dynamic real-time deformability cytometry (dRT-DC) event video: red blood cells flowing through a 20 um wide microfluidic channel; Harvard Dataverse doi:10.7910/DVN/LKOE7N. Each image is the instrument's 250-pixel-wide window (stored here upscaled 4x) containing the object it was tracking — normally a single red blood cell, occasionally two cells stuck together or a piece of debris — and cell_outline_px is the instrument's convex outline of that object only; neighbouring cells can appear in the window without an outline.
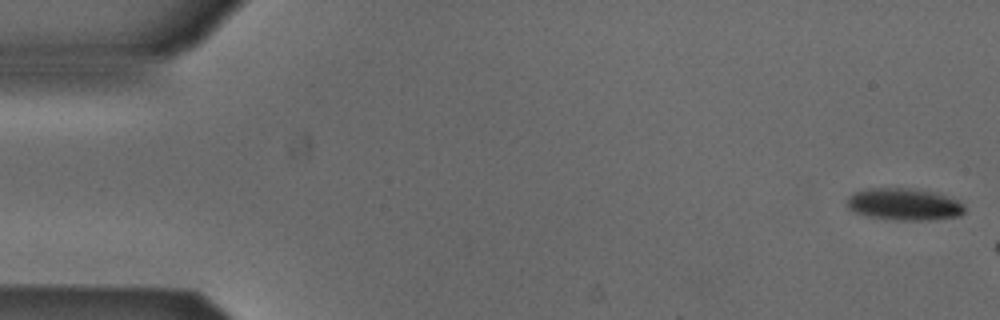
{"species": "Egyptian fruit bat (a non-hibernating species)", "species_latin": "Rousettus aegyptiacus", "temperature_condition": "cold", "stored_images_in_passage": 46, "camera_frame_rate_fps": 3000, "um_per_image_px": 0.085, "animal": {"sex": "male"}, "frame": {"image": 1, "passage_image": 1, "time_ms": 0.0, "image_size_px": [1000, 320], "cell_outline_px": [[964, 212], [960, 216], [936, 220], [896, 220], [868, 216], [856, 212], [848, 208], [848, 196], [856, 192], [868, 188], [908, 188], [936, 192], [956, 200], [964, 204]], "centroid_in_image_um": [76.88, 17.37], "position_along_channel_um": 8.1, "area_um2": 21.91}}
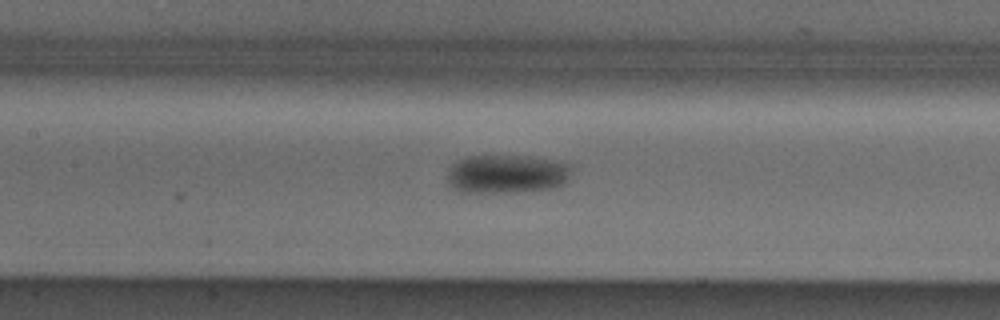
{"frame": {"image": 2, "passage_image": 24, "time_ms": 7.667, "image_size_px": [1000, 320], "cell_outline_px": [[568, 176], [564, 184], [552, 188], [516, 192], [460, 192], [452, 188], [448, 184], [448, 168], [456, 160], [468, 156], [528, 156], [568, 164]], "centroid_in_image_um": [42.98, 14.8], "position_along_channel_um": 164.4, "area_um2": 27.74}}
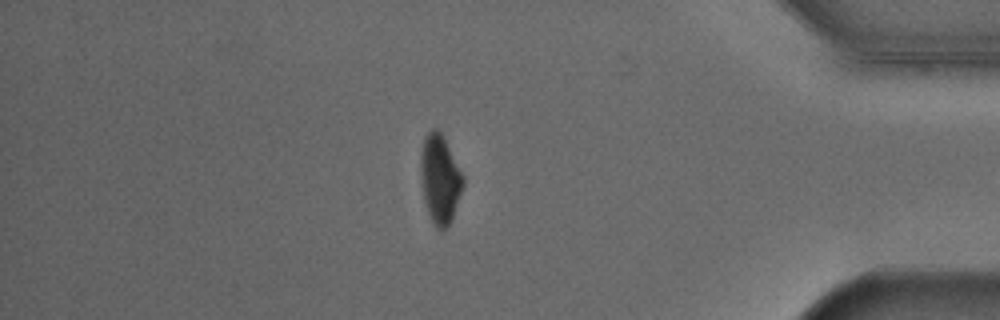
{"frame": {"image": 3, "passage_image": 45, "time_ms": 14.667, "image_size_px": [1000, 320], "cell_outline_px": [[464, 184], [452, 216], [448, 224], [444, 228], [436, 228], [428, 212], [424, 200], [420, 176], [420, 152], [424, 136], [432, 128], [436, 128], [440, 132], [464, 176]], "centroid_in_image_um": [37.36, 15.17], "position_along_channel_um": 397.8, "area_um2": 21.56}}